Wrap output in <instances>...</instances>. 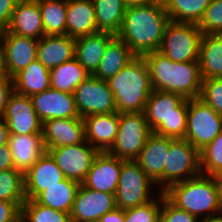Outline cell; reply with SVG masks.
I'll list each match as a JSON object with an SVG mask.
<instances>
[{"label":"cell","instance_id":"obj_32","mask_svg":"<svg viewBox=\"0 0 222 222\" xmlns=\"http://www.w3.org/2000/svg\"><path fill=\"white\" fill-rule=\"evenodd\" d=\"M98 32L117 35L121 29L126 6L122 0H92Z\"/></svg>","mask_w":222,"mask_h":222},{"label":"cell","instance_id":"obj_22","mask_svg":"<svg viewBox=\"0 0 222 222\" xmlns=\"http://www.w3.org/2000/svg\"><path fill=\"white\" fill-rule=\"evenodd\" d=\"M119 119L118 112L84 117L85 140L99 152H107L115 142Z\"/></svg>","mask_w":222,"mask_h":222},{"label":"cell","instance_id":"obj_2","mask_svg":"<svg viewBox=\"0 0 222 222\" xmlns=\"http://www.w3.org/2000/svg\"><path fill=\"white\" fill-rule=\"evenodd\" d=\"M143 57L154 90L176 93L185 99L199 98L202 87L199 61L174 62L159 51Z\"/></svg>","mask_w":222,"mask_h":222},{"label":"cell","instance_id":"obj_44","mask_svg":"<svg viewBox=\"0 0 222 222\" xmlns=\"http://www.w3.org/2000/svg\"><path fill=\"white\" fill-rule=\"evenodd\" d=\"M19 0H0V30H5Z\"/></svg>","mask_w":222,"mask_h":222},{"label":"cell","instance_id":"obj_24","mask_svg":"<svg viewBox=\"0 0 222 222\" xmlns=\"http://www.w3.org/2000/svg\"><path fill=\"white\" fill-rule=\"evenodd\" d=\"M75 57V39L68 35H45L38 41L37 60L51 70Z\"/></svg>","mask_w":222,"mask_h":222},{"label":"cell","instance_id":"obj_27","mask_svg":"<svg viewBox=\"0 0 222 222\" xmlns=\"http://www.w3.org/2000/svg\"><path fill=\"white\" fill-rule=\"evenodd\" d=\"M135 57L130 47L116 36L108 44L99 67L92 75L106 81L120 72Z\"/></svg>","mask_w":222,"mask_h":222},{"label":"cell","instance_id":"obj_50","mask_svg":"<svg viewBox=\"0 0 222 222\" xmlns=\"http://www.w3.org/2000/svg\"><path fill=\"white\" fill-rule=\"evenodd\" d=\"M212 177L215 180L217 190H218L219 201L222 206V172L214 174Z\"/></svg>","mask_w":222,"mask_h":222},{"label":"cell","instance_id":"obj_15","mask_svg":"<svg viewBox=\"0 0 222 222\" xmlns=\"http://www.w3.org/2000/svg\"><path fill=\"white\" fill-rule=\"evenodd\" d=\"M173 140L174 138L152 132L135 159L140 168L159 188L156 190L157 192H164V166L169 144Z\"/></svg>","mask_w":222,"mask_h":222},{"label":"cell","instance_id":"obj_40","mask_svg":"<svg viewBox=\"0 0 222 222\" xmlns=\"http://www.w3.org/2000/svg\"><path fill=\"white\" fill-rule=\"evenodd\" d=\"M199 99L222 115V78L202 80Z\"/></svg>","mask_w":222,"mask_h":222},{"label":"cell","instance_id":"obj_38","mask_svg":"<svg viewBox=\"0 0 222 222\" xmlns=\"http://www.w3.org/2000/svg\"><path fill=\"white\" fill-rule=\"evenodd\" d=\"M146 204L124 210V222H159L162 192Z\"/></svg>","mask_w":222,"mask_h":222},{"label":"cell","instance_id":"obj_33","mask_svg":"<svg viewBox=\"0 0 222 222\" xmlns=\"http://www.w3.org/2000/svg\"><path fill=\"white\" fill-rule=\"evenodd\" d=\"M211 0H165V11L170 21L198 25Z\"/></svg>","mask_w":222,"mask_h":222},{"label":"cell","instance_id":"obj_41","mask_svg":"<svg viewBox=\"0 0 222 222\" xmlns=\"http://www.w3.org/2000/svg\"><path fill=\"white\" fill-rule=\"evenodd\" d=\"M201 219L173 205L162 192V206L159 222H200Z\"/></svg>","mask_w":222,"mask_h":222},{"label":"cell","instance_id":"obj_6","mask_svg":"<svg viewBox=\"0 0 222 222\" xmlns=\"http://www.w3.org/2000/svg\"><path fill=\"white\" fill-rule=\"evenodd\" d=\"M151 187L157 186L135 160H123L115 192L117 208L127 210L146 204L155 197Z\"/></svg>","mask_w":222,"mask_h":222},{"label":"cell","instance_id":"obj_23","mask_svg":"<svg viewBox=\"0 0 222 222\" xmlns=\"http://www.w3.org/2000/svg\"><path fill=\"white\" fill-rule=\"evenodd\" d=\"M14 162V169L25 174L46 152L43 134H9L7 143Z\"/></svg>","mask_w":222,"mask_h":222},{"label":"cell","instance_id":"obj_4","mask_svg":"<svg viewBox=\"0 0 222 222\" xmlns=\"http://www.w3.org/2000/svg\"><path fill=\"white\" fill-rule=\"evenodd\" d=\"M164 195L173 205L201 220L222 214L217 186L212 176L200 174L176 183L165 190Z\"/></svg>","mask_w":222,"mask_h":222},{"label":"cell","instance_id":"obj_1","mask_svg":"<svg viewBox=\"0 0 222 222\" xmlns=\"http://www.w3.org/2000/svg\"><path fill=\"white\" fill-rule=\"evenodd\" d=\"M169 22L162 2L128 7L116 36L130 47L135 56L143 57L159 51Z\"/></svg>","mask_w":222,"mask_h":222},{"label":"cell","instance_id":"obj_36","mask_svg":"<svg viewBox=\"0 0 222 222\" xmlns=\"http://www.w3.org/2000/svg\"><path fill=\"white\" fill-rule=\"evenodd\" d=\"M20 222H71V219L69 213L41 205L34 199H26L21 207Z\"/></svg>","mask_w":222,"mask_h":222},{"label":"cell","instance_id":"obj_37","mask_svg":"<svg viewBox=\"0 0 222 222\" xmlns=\"http://www.w3.org/2000/svg\"><path fill=\"white\" fill-rule=\"evenodd\" d=\"M199 155L201 174L213 176L222 172V131L211 143L199 151Z\"/></svg>","mask_w":222,"mask_h":222},{"label":"cell","instance_id":"obj_43","mask_svg":"<svg viewBox=\"0 0 222 222\" xmlns=\"http://www.w3.org/2000/svg\"><path fill=\"white\" fill-rule=\"evenodd\" d=\"M13 92V78L8 75H0V118H4L8 99Z\"/></svg>","mask_w":222,"mask_h":222},{"label":"cell","instance_id":"obj_20","mask_svg":"<svg viewBox=\"0 0 222 222\" xmlns=\"http://www.w3.org/2000/svg\"><path fill=\"white\" fill-rule=\"evenodd\" d=\"M37 39L20 36L4 30L6 52L5 75L13 78L37 59Z\"/></svg>","mask_w":222,"mask_h":222},{"label":"cell","instance_id":"obj_3","mask_svg":"<svg viewBox=\"0 0 222 222\" xmlns=\"http://www.w3.org/2000/svg\"><path fill=\"white\" fill-rule=\"evenodd\" d=\"M106 82L114 94L119 114L144 112L148 97L154 90L146 60L139 56Z\"/></svg>","mask_w":222,"mask_h":222},{"label":"cell","instance_id":"obj_48","mask_svg":"<svg viewBox=\"0 0 222 222\" xmlns=\"http://www.w3.org/2000/svg\"><path fill=\"white\" fill-rule=\"evenodd\" d=\"M9 131L4 118H0V147H4L8 143Z\"/></svg>","mask_w":222,"mask_h":222},{"label":"cell","instance_id":"obj_18","mask_svg":"<svg viewBox=\"0 0 222 222\" xmlns=\"http://www.w3.org/2000/svg\"><path fill=\"white\" fill-rule=\"evenodd\" d=\"M46 151L67 145H78L85 141L83 118L49 119L42 125Z\"/></svg>","mask_w":222,"mask_h":222},{"label":"cell","instance_id":"obj_8","mask_svg":"<svg viewBox=\"0 0 222 222\" xmlns=\"http://www.w3.org/2000/svg\"><path fill=\"white\" fill-rule=\"evenodd\" d=\"M222 131V115L201 99H188L185 140L198 151L211 143Z\"/></svg>","mask_w":222,"mask_h":222},{"label":"cell","instance_id":"obj_49","mask_svg":"<svg viewBox=\"0 0 222 222\" xmlns=\"http://www.w3.org/2000/svg\"><path fill=\"white\" fill-rule=\"evenodd\" d=\"M126 8L159 2L158 0H122Z\"/></svg>","mask_w":222,"mask_h":222},{"label":"cell","instance_id":"obj_19","mask_svg":"<svg viewBox=\"0 0 222 222\" xmlns=\"http://www.w3.org/2000/svg\"><path fill=\"white\" fill-rule=\"evenodd\" d=\"M65 178L52 156L46 151L24 174L26 199H34L40 192L47 190V187L57 185Z\"/></svg>","mask_w":222,"mask_h":222},{"label":"cell","instance_id":"obj_10","mask_svg":"<svg viewBox=\"0 0 222 222\" xmlns=\"http://www.w3.org/2000/svg\"><path fill=\"white\" fill-rule=\"evenodd\" d=\"M200 174L199 151L185 139H174L169 144L164 166V191Z\"/></svg>","mask_w":222,"mask_h":222},{"label":"cell","instance_id":"obj_30","mask_svg":"<svg viewBox=\"0 0 222 222\" xmlns=\"http://www.w3.org/2000/svg\"><path fill=\"white\" fill-rule=\"evenodd\" d=\"M79 186V182L65 178L57 185L47 187L34 200L46 207L70 214Z\"/></svg>","mask_w":222,"mask_h":222},{"label":"cell","instance_id":"obj_17","mask_svg":"<svg viewBox=\"0 0 222 222\" xmlns=\"http://www.w3.org/2000/svg\"><path fill=\"white\" fill-rule=\"evenodd\" d=\"M122 164L123 159L108 152H99L81 184L96 191L115 195Z\"/></svg>","mask_w":222,"mask_h":222},{"label":"cell","instance_id":"obj_51","mask_svg":"<svg viewBox=\"0 0 222 222\" xmlns=\"http://www.w3.org/2000/svg\"><path fill=\"white\" fill-rule=\"evenodd\" d=\"M200 222H222V214L218 216L202 219Z\"/></svg>","mask_w":222,"mask_h":222},{"label":"cell","instance_id":"obj_31","mask_svg":"<svg viewBox=\"0 0 222 222\" xmlns=\"http://www.w3.org/2000/svg\"><path fill=\"white\" fill-rule=\"evenodd\" d=\"M90 74L74 57L50 70V88L73 94L78 85Z\"/></svg>","mask_w":222,"mask_h":222},{"label":"cell","instance_id":"obj_35","mask_svg":"<svg viewBox=\"0 0 222 222\" xmlns=\"http://www.w3.org/2000/svg\"><path fill=\"white\" fill-rule=\"evenodd\" d=\"M0 201L16 202L20 207L26 201L24 174L16 169L0 171Z\"/></svg>","mask_w":222,"mask_h":222},{"label":"cell","instance_id":"obj_9","mask_svg":"<svg viewBox=\"0 0 222 222\" xmlns=\"http://www.w3.org/2000/svg\"><path fill=\"white\" fill-rule=\"evenodd\" d=\"M151 133L144 112L122 113L115 142L107 152L123 160H135Z\"/></svg>","mask_w":222,"mask_h":222},{"label":"cell","instance_id":"obj_13","mask_svg":"<svg viewBox=\"0 0 222 222\" xmlns=\"http://www.w3.org/2000/svg\"><path fill=\"white\" fill-rule=\"evenodd\" d=\"M116 208L114 194L96 191L80 184L70 219L71 222H98L103 215Z\"/></svg>","mask_w":222,"mask_h":222},{"label":"cell","instance_id":"obj_39","mask_svg":"<svg viewBox=\"0 0 222 222\" xmlns=\"http://www.w3.org/2000/svg\"><path fill=\"white\" fill-rule=\"evenodd\" d=\"M198 26L203 35L222 34V0H211Z\"/></svg>","mask_w":222,"mask_h":222},{"label":"cell","instance_id":"obj_16","mask_svg":"<svg viewBox=\"0 0 222 222\" xmlns=\"http://www.w3.org/2000/svg\"><path fill=\"white\" fill-rule=\"evenodd\" d=\"M30 99L42 123L49 119L81 118L76 108L74 94L48 88L33 94Z\"/></svg>","mask_w":222,"mask_h":222},{"label":"cell","instance_id":"obj_12","mask_svg":"<svg viewBox=\"0 0 222 222\" xmlns=\"http://www.w3.org/2000/svg\"><path fill=\"white\" fill-rule=\"evenodd\" d=\"M47 152L67 179L77 181L80 184L85 180L94 158L99 153L86 140L78 145L50 148Z\"/></svg>","mask_w":222,"mask_h":222},{"label":"cell","instance_id":"obj_46","mask_svg":"<svg viewBox=\"0 0 222 222\" xmlns=\"http://www.w3.org/2000/svg\"><path fill=\"white\" fill-rule=\"evenodd\" d=\"M98 222H124V210L116 208L103 215Z\"/></svg>","mask_w":222,"mask_h":222},{"label":"cell","instance_id":"obj_5","mask_svg":"<svg viewBox=\"0 0 222 222\" xmlns=\"http://www.w3.org/2000/svg\"><path fill=\"white\" fill-rule=\"evenodd\" d=\"M187 111L188 99L176 93L153 90L148 97L144 114L153 133L184 139Z\"/></svg>","mask_w":222,"mask_h":222},{"label":"cell","instance_id":"obj_14","mask_svg":"<svg viewBox=\"0 0 222 222\" xmlns=\"http://www.w3.org/2000/svg\"><path fill=\"white\" fill-rule=\"evenodd\" d=\"M9 134H42V121L39 119L30 96L15 91L10 95L4 115Z\"/></svg>","mask_w":222,"mask_h":222},{"label":"cell","instance_id":"obj_42","mask_svg":"<svg viewBox=\"0 0 222 222\" xmlns=\"http://www.w3.org/2000/svg\"><path fill=\"white\" fill-rule=\"evenodd\" d=\"M21 207L16 202L0 201V222H20Z\"/></svg>","mask_w":222,"mask_h":222},{"label":"cell","instance_id":"obj_21","mask_svg":"<svg viewBox=\"0 0 222 222\" xmlns=\"http://www.w3.org/2000/svg\"><path fill=\"white\" fill-rule=\"evenodd\" d=\"M5 30L37 40L45 36L39 2L37 0H19Z\"/></svg>","mask_w":222,"mask_h":222},{"label":"cell","instance_id":"obj_26","mask_svg":"<svg viewBox=\"0 0 222 222\" xmlns=\"http://www.w3.org/2000/svg\"><path fill=\"white\" fill-rule=\"evenodd\" d=\"M115 37L108 32H97L75 39V58L90 75L99 67L108 44Z\"/></svg>","mask_w":222,"mask_h":222},{"label":"cell","instance_id":"obj_25","mask_svg":"<svg viewBox=\"0 0 222 222\" xmlns=\"http://www.w3.org/2000/svg\"><path fill=\"white\" fill-rule=\"evenodd\" d=\"M92 0H67L66 35L76 39L97 33Z\"/></svg>","mask_w":222,"mask_h":222},{"label":"cell","instance_id":"obj_28","mask_svg":"<svg viewBox=\"0 0 222 222\" xmlns=\"http://www.w3.org/2000/svg\"><path fill=\"white\" fill-rule=\"evenodd\" d=\"M199 67L202 80L222 78V34H204L202 36Z\"/></svg>","mask_w":222,"mask_h":222},{"label":"cell","instance_id":"obj_47","mask_svg":"<svg viewBox=\"0 0 222 222\" xmlns=\"http://www.w3.org/2000/svg\"><path fill=\"white\" fill-rule=\"evenodd\" d=\"M6 52L4 43V31L0 30V75H5Z\"/></svg>","mask_w":222,"mask_h":222},{"label":"cell","instance_id":"obj_7","mask_svg":"<svg viewBox=\"0 0 222 222\" xmlns=\"http://www.w3.org/2000/svg\"><path fill=\"white\" fill-rule=\"evenodd\" d=\"M202 36L203 33L196 24L170 21L159 52L174 62L199 61Z\"/></svg>","mask_w":222,"mask_h":222},{"label":"cell","instance_id":"obj_29","mask_svg":"<svg viewBox=\"0 0 222 222\" xmlns=\"http://www.w3.org/2000/svg\"><path fill=\"white\" fill-rule=\"evenodd\" d=\"M50 81V70L36 59L13 77L14 91L32 96L50 88Z\"/></svg>","mask_w":222,"mask_h":222},{"label":"cell","instance_id":"obj_34","mask_svg":"<svg viewBox=\"0 0 222 222\" xmlns=\"http://www.w3.org/2000/svg\"><path fill=\"white\" fill-rule=\"evenodd\" d=\"M45 35H66L67 0H37Z\"/></svg>","mask_w":222,"mask_h":222},{"label":"cell","instance_id":"obj_11","mask_svg":"<svg viewBox=\"0 0 222 222\" xmlns=\"http://www.w3.org/2000/svg\"><path fill=\"white\" fill-rule=\"evenodd\" d=\"M73 94L81 118L117 112L114 94L107 82L93 75L81 82Z\"/></svg>","mask_w":222,"mask_h":222},{"label":"cell","instance_id":"obj_45","mask_svg":"<svg viewBox=\"0 0 222 222\" xmlns=\"http://www.w3.org/2000/svg\"><path fill=\"white\" fill-rule=\"evenodd\" d=\"M14 169V162L8 145L0 147V171Z\"/></svg>","mask_w":222,"mask_h":222}]
</instances>
